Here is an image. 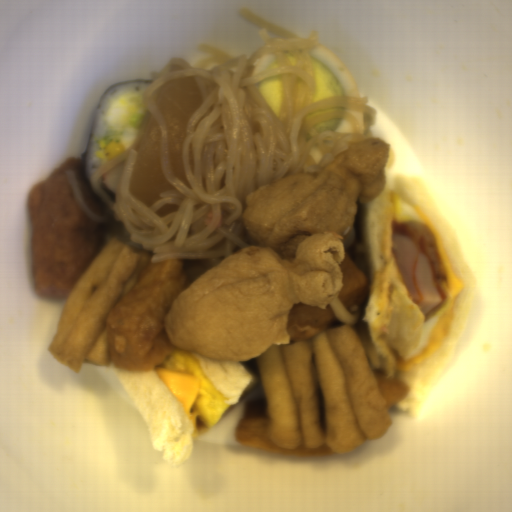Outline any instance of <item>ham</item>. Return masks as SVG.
Segmentation results:
<instances>
[{
    "label": "ham",
    "mask_w": 512,
    "mask_h": 512,
    "mask_svg": "<svg viewBox=\"0 0 512 512\" xmlns=\"http://www.w3.org/2000/svg\"><path fill=\"white\" fill-rule=\"evenodd\" d=\"M394 257L412 303L427 320L445 301L443 266L431 226L420 221H391Z\"/></svg>",
    "instance_id": "obj_1"
}]
</instances>
